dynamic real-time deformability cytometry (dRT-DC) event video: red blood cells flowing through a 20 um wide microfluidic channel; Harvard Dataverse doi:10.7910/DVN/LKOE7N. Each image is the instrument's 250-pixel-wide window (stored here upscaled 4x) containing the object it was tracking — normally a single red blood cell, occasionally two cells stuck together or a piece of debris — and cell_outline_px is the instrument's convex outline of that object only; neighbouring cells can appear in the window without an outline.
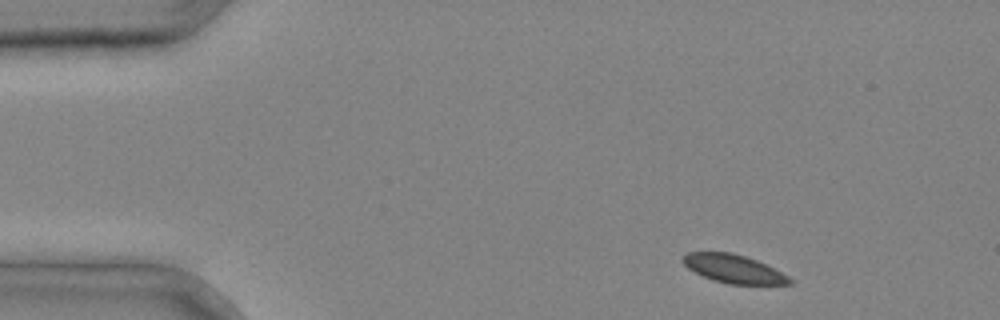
{"species": "common noctule bat (a hibernating species)", "species_latin": "Nyctalus noctula", "temperature_condition": "cold", "stored_images_in_passage": 3, "camera_frame_rate_fps": 3000, "um_per_image_px": 0.085, "animal": {"sex": "male", "body_mass_g": 20.4}, "frame": {"image": 1, "passage_image": 1, "time_ms": 0.0, "image_size_px": [1000, 320], "cell_outline_px": [[796, 284], [728, 284], [712, 280], [688, 268], [680, 260], [688, 252], [732, 252], [756, 260], [796, 280]], "centroid_in_image_um": [62.37, 22.86], "position_along_channel_um": 22.6, "area_um2": 17.57}}
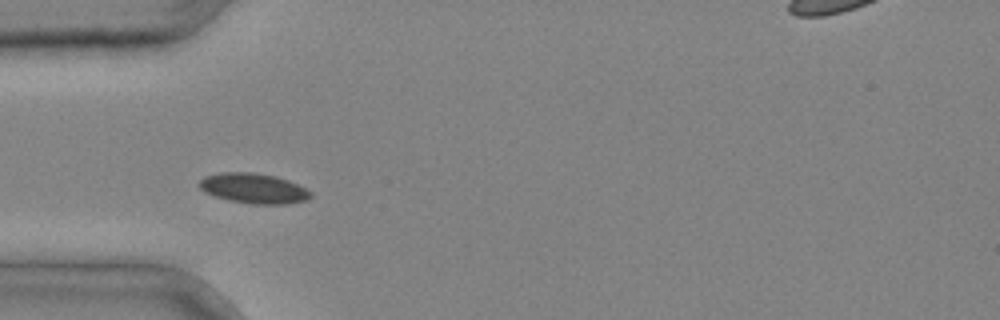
{"frame": {"image": 2, "passage_image": 3, "time_ms": 0.667, "image_size_px": [1000, 320], "cell_outline_px": [[312, 196], [308, 200], [288, 204], [252, 204], [228, 200], [204, 192], [200, 188], [200, 180], [204, 176], [220, 172], [252, 172], [276, 176], [288, 180], [312, 192]], "centroid_in_image_um": [21.57, 16.01], "position_along_channel_um": 63.4, "area_um2": 19.59}}